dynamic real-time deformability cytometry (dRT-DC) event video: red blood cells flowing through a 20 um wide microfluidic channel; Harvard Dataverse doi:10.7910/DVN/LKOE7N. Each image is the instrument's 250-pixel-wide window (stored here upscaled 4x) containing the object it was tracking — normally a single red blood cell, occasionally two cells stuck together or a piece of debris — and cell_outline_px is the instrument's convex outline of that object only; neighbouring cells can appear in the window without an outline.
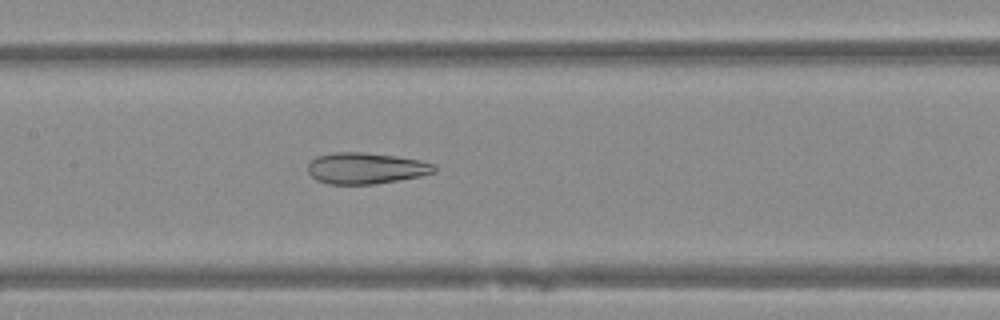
{"species": "Egyptian fruit bat (a non-hibernating species)", "species_latin": "Rousettus aegyptiacus", "temperature_condition": "warm", "stored_images_in_passage": 51, "camera_frame_rate_fps": 3000, "um_per_image_px": 0.085, "animal": {"sex": "female"}, "frame": {"image": 1, "passage_image": 25, "time_ms": 8.0, "image_size_px": [1000, 320], "cell_outline_px": [[436, 172], [420, 176], [372, 184], [328, 184], [316, 180], [308, 172], [308, 164], [316, 156], [336, 152], [364, 152], [396, 156], [420, 160], [436, 164]], "centroid_in_image_um": [31.1, 14.29], "position_along_channel_um": 176.3, "area_um2": 23.0}}
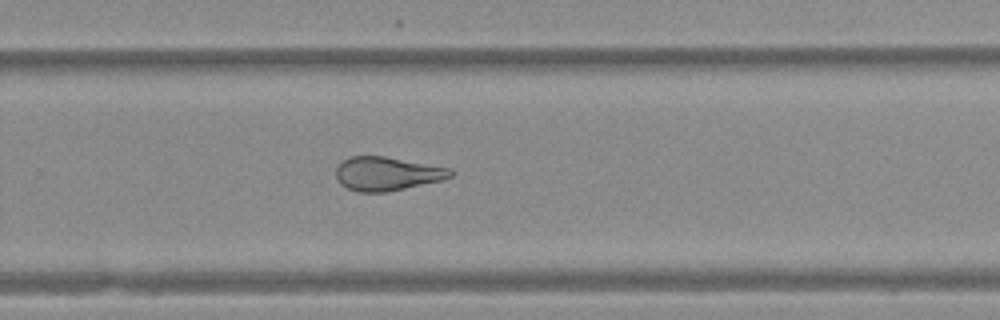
{"frame": {"image": 2, "passage_image": 34, "time_ms": 11.0, "image_size_px": [1000, 320], "cell_outline_px": [[456, 172], [452, 176], [444, 180], [388, 192], [360, 192], [348, 188], [340, 184], [336, 176], [336, 168], [344, 160], [352, 156], [384, 156], [452, 168]], "centroid_in_image_um": [32.96, 14.77], "position_along_channel_um": 296.8, "area_um2": 22.66}}
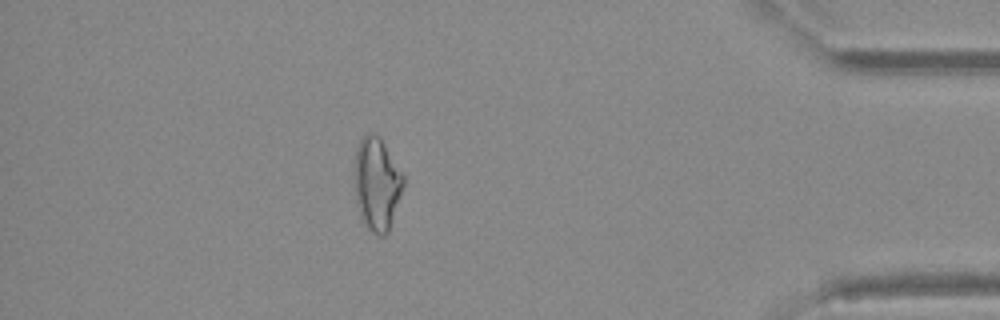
{"frame": {"image": 3, "passage_image": 45, "time_ms": 14.667, "image_size_px": [1000, 320], "cell_outline_px": [[404, 184], [388, 232], [384, 236], [380, 236], [372, 232], [364, 224], [360, 216], [356, 204], [356, 148], [360, 140], [368, 132], [380, 136], [404, 176]], "centroid_in_image_um": [32.04, 15.64], "position_along_channel_um": 403.2, "area_um2": 26.07}}